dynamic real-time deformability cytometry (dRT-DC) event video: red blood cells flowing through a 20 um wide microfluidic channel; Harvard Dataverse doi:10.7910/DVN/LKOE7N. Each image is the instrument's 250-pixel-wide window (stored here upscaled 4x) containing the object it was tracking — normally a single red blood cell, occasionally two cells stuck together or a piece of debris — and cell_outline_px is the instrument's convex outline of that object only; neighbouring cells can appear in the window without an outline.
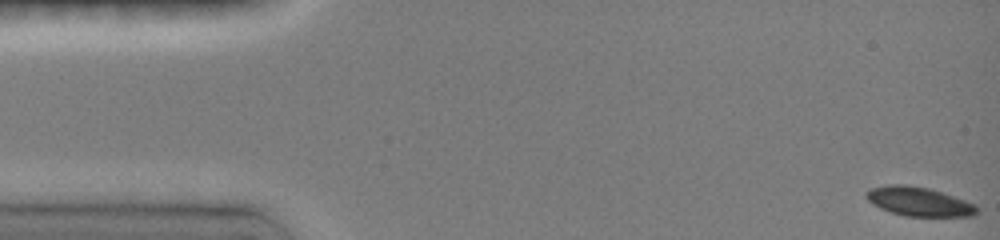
{"species": "common noctule bat (a hibernating species)", "species_latin": "Nyctalus noctula", "temperature_condition": "room temperature", "stored_images_in_passage": 32, "camera_frame_rate_fps": 3000, "um_per_image_px": 0.085, "animal": {"sex": "female", "body_mass_g": 19.0, "forearm_length_mm": 51.5}, "frame": {"image": 1, "passage_image": 1, "time_ms": 0.0, "image_size_px": [1000, 240], "cell_outline_px": [[976, 212], [972, 216], [904, 216], [880, 208], [872, 204], [864, 196], [864, 192], [872, 188], [888, 184], [904, 184], [928, 188], [976, 204]], "centroid_in_image_um": [78.04, 17.12], "position_along_channel_um": 7.0, "area_um2": 18.55}}
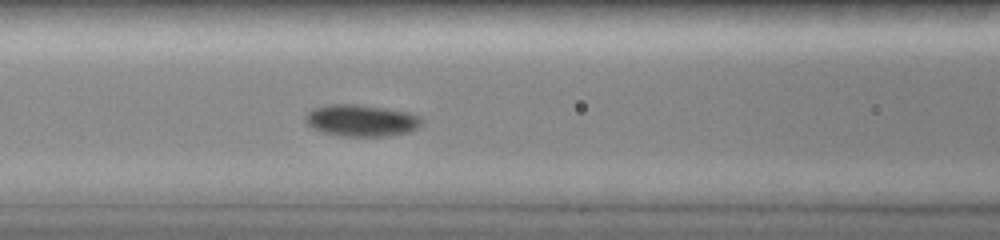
{"frame": {"image": 2, "passage_image": 15, "time_ms": 6.333, "image_size_px": [1000, 240], "cell_outline_px": [[424, 124], [408, 132], [388, 136], [336, 136], [320, 132], [312, 128], [304, 120], [304, 116], [312, 108], [332, 104], [356, 104], [388, 108], [408, 112], [420, 116], [424, 120]], "centroid_in_image_um": [30.71, 10.24], "position_along_channel_um": 135.9, "area_um2": 21.91}}
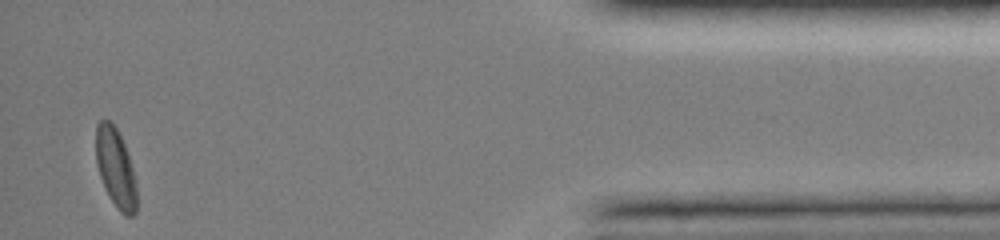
{"frame": {"image": 3, "passage_image": 32, "time_ms": 15.0, "image_size_px": [1000, 240], "cell_outline_px": [[136, 212], [132, 216], [124, 216], [116, 208], [100, 176], [96, 164], [96, 124], [100, 120], [112, 120], [128, 152], [136, 184]], "centroid_in_image_um": [9.83, 14.26], "position_along_channel_um": 425.4, "area_um2": 18.67}, "authors_computed_cell_mechanics": {"area_um2": 19.4786, "velocity_mm_per_s": 4.0173, "shape_relaxation_time_tau1_ms": 2.9752, "shape_relaxation_time_tau2_ms": null, "deformation_change_tau1": 0.0898, "deformation_change_tau2": null}}